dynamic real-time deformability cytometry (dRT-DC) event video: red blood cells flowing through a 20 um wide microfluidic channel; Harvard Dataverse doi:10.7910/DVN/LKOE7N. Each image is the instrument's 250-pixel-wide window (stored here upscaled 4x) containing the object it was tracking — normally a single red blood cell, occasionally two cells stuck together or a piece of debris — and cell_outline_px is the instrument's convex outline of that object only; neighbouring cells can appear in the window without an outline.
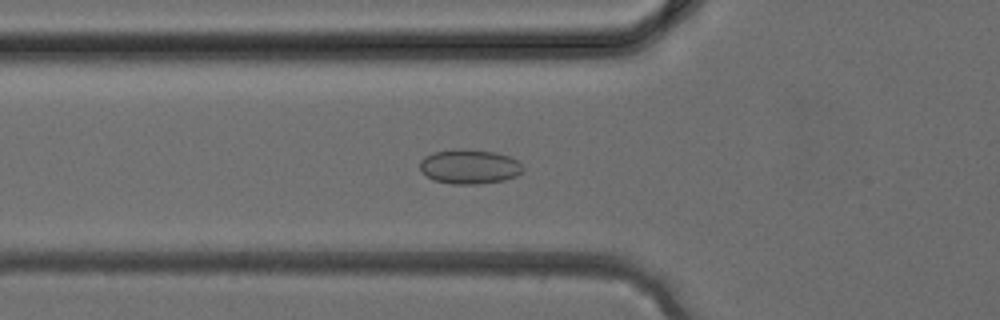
{"species": "common noctule bat (a hibernating species)", "species_latin": "Nyctalus noctula", "temperature_condition": "cold", "stored_images_in_passage": 38, "camera_frame_rate_fps": 3000, "um_per_image_px": 0.085, "animal": {"sex": "female", "body_mass_g": 24.6, "forearm_length_mm": 56.2}, "frame": {"image": 1, "passage_image": 13, "time_ms": 4.0, "image_size_px": [1000, 320], "cell_outline_px": [[524, 168], [516, 176], [504, 180], [480, 184], [452, 184], [432, 180], [420, 168], [420, 160], [424, 156], [432, 152], [456, 148], [464, 148], [496, 152], [508, 156], [516, 160]], "centroid_in_image_um": [39.87, 14.15], "position_along_channel_um": 85.9, "area_um2": 20.87}}
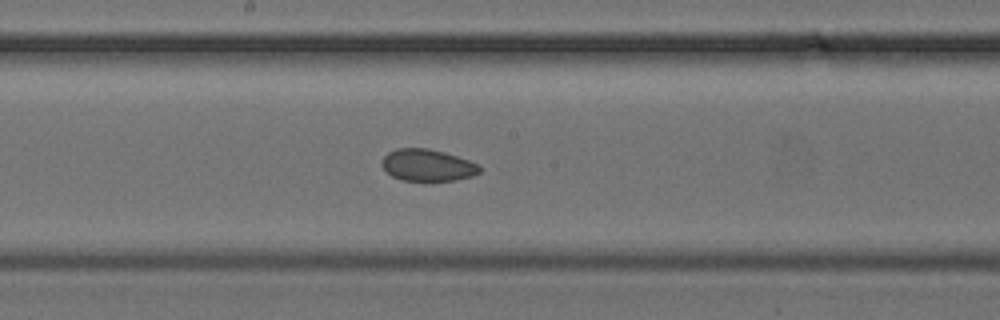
{"frame": {"image": 2, "passage_image": 20, "time_ms": 6.333, "image_size_px": [1000, 320], "cell_outline_px": [[480, 172], [472, 176], [456, 180], [400, 180], [392, 176], [384, 168], [384, 156], [388, 152], [396, 148], [428, 148], [444, 152], [480, 164]], "centroid_in_image_um": [36.37, 14.03], "position_along_channel_um": 211.8, "area_um2": 17.92}}
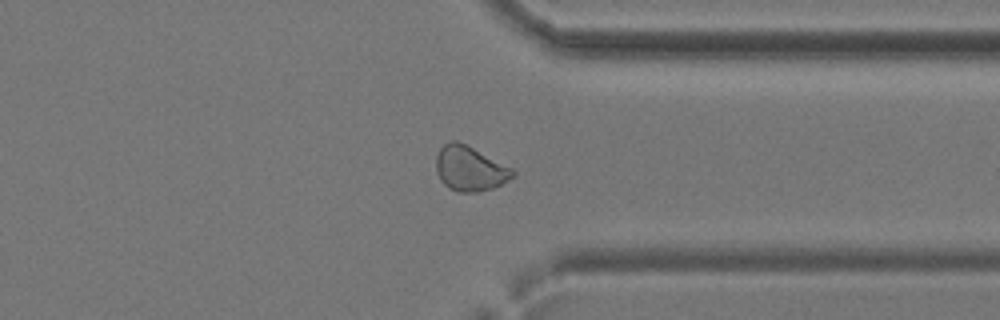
{"frame": {"image": 3, "passage_image": 29, "time_ms": 9.333, "image_size_px": [1000, 320], "cell_outline_px": [[516, 176], [492, 188], [476, 192], [460, 192], [448, 188], [440, 180], [436, 172], [436, 156], [440, 148], [448, 140], [456, 140], [512, 168], [516, 172]], "centroid_in_image_um": [39.91, 14.33], "position_along_channel_um": 371.5, "area_um2": 19.88}}